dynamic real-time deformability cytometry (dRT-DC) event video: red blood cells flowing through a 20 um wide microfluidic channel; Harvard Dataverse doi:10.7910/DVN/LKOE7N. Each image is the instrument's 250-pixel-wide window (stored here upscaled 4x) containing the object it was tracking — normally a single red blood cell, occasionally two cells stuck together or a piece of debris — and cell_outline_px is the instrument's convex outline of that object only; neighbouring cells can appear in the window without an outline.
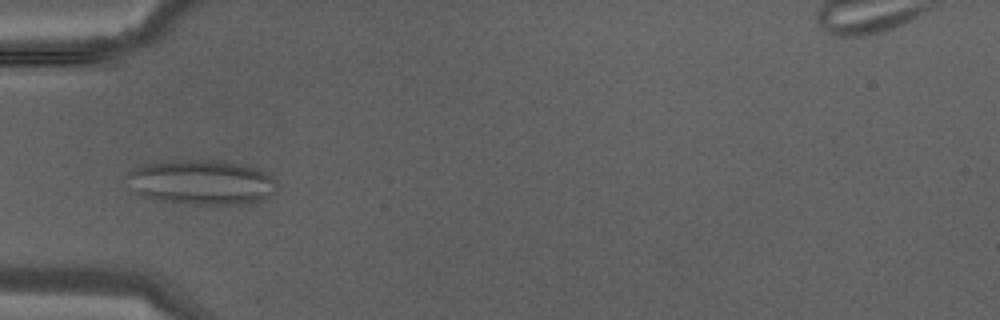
{"species": "Egyptian fruit bat (a non-hibernating species)", "species_latin": "Rousettus aegyptiacus", "temperature_condition": "warm", "stored_images_in_passage": 31, "segment_of_instrument_passage": [1, 2], "camera_frame_rate_fps": 3000, "um_per_image_px": 0.085, "animal": {"sex": "male"}, "frame": {"image": 1, "passage_image": 13, "time_ms": 4.0, "image_size_px": [1000, 320], "cell_outline_px": [[280, 184], [276, 192], [264, 200], [256, 204], [188, 204], [160, 200], [140, 196], [132, 192], [124, 176], [132, 168], [144, 164], [172, 160], [212, 160], [244, 164], [256, 168], [272, 176]], "centroid_in_image_um": [17.14, 15.5], "position_along_channel_um": 67.9, "area_um2": 40.17}}